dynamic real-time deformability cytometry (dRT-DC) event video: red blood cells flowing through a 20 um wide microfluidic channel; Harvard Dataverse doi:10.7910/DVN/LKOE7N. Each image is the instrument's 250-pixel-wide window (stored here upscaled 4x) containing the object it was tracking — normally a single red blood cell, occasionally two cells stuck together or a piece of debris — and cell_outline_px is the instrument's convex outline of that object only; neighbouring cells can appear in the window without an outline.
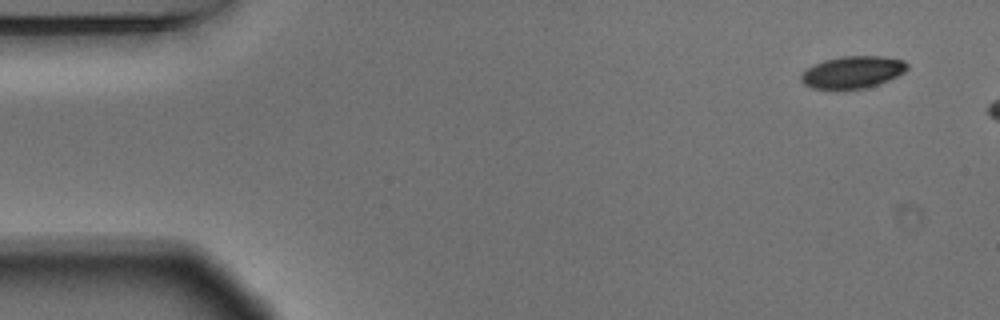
{"species": "Egyptian fruit bat (a non-hibernating species)", "species_latin": "Rousettus aegyptiacus", "temperature_condition": "warm", "stored_images_in_passage": 7, "camera_frame_rate_fps": 3000, "um_per_image_px": 0.085, "animal": {"sex": "male"}, "frame": {"image": 1, "passage_image": 1, "time_ms": 0.0, "image_size_px": [1000, 320], "cell_outline_px": [[908, 68], [904, 72], [880, 84], [864, 88], [844, 92], [812, 88], [804, 84], [800, 80], [800, 76], [808, 68], [824, 60], [840, 56], [884, 56], [904, 60], [908, 64]], "centroid_in_image_um": [72.46, 6.17], "position_along_channel_um": 12.5, "area_um2": 20.4}}